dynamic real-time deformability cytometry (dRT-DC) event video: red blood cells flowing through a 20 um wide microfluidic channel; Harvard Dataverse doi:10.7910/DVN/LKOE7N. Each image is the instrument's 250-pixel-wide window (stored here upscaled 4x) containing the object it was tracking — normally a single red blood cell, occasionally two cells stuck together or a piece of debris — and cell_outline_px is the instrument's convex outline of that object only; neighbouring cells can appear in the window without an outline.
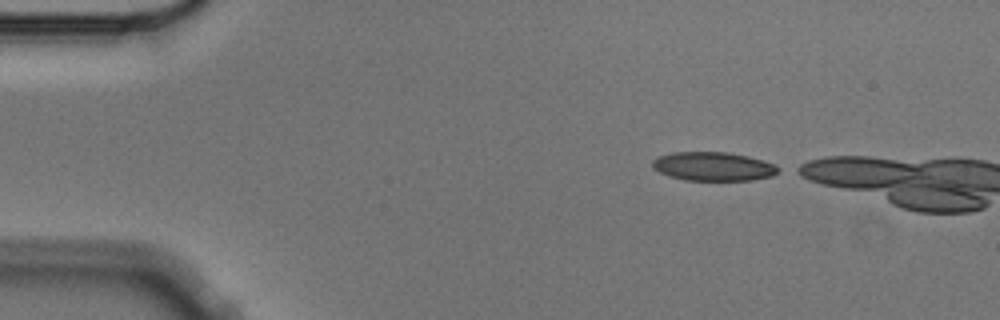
{"species": "Egyptian fruit bat (a non-hibernating species)", "species_latin": "Rousettus aegyptiacus", "temperature_condition": "cold", "stored_images_in_passage": 3, "camera_frame_rate_fps": 3000, "um_per_image_px": 0.085, "animal": {"sex": "male"}, "frame": {"image": 1, "passage_image": 1, "time_ms": 0.0, "image_size_px": [1000, 320], "cell_outline_px": [[784, 168], [780, 172], [772, 176], [752, 180], [684, 180], [668, 176], [652, 168], [652, 160], [660, 156], [672, 152], [728, 152], [748, 156], [764, 160], [776, 164]], "centroid_in_image_um": [60.69, 14.14], "position_along_channel_um": 24.3, "area_um2": 21.44}}